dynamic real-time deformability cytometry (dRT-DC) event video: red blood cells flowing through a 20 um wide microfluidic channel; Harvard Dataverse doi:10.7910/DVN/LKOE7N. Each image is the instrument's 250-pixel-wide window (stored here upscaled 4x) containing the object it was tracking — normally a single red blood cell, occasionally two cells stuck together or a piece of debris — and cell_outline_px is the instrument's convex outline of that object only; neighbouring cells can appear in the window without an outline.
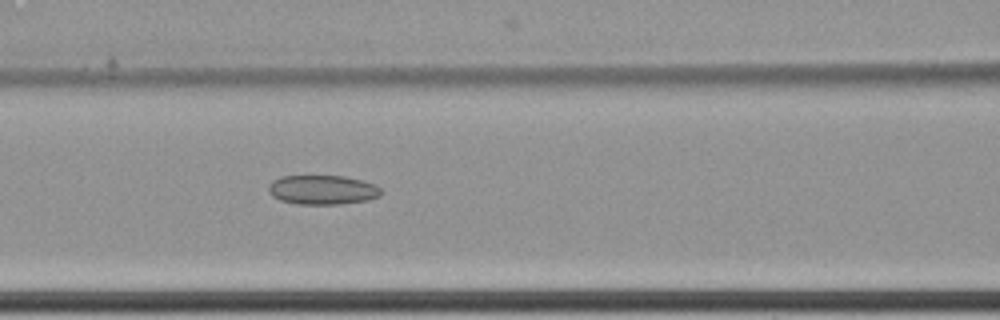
{"species": "common noctule bat (a hibernating species)", "species_latin": "Nyctalus noctula", "temperature_condition": "cold", "stored_images_in_passage": 8, "camera_frame_rate_fps": 3000, "um_per_image_px": 0.085, "animal": {"sex": "female", "body_mass_g": 22.7, "forearm_length_mm": 54.2}, "frame": {"image": 1, "passage_image": 8, "time_ms": 2.333, "image_size_px": [1000, 320], "cell_outline_px": [[380, 196], [368, 200], [340, 204], [296, 204], [280, 200], [272, 196], [268, 192], [268, 184], [272, 180], [280, 176], [344, 176], [364, 180], [380, 188]], "centroid_in_image_um": [27.37, 16.13], "position_along_channel_um": 139.2, "area_um2": 19.36}}